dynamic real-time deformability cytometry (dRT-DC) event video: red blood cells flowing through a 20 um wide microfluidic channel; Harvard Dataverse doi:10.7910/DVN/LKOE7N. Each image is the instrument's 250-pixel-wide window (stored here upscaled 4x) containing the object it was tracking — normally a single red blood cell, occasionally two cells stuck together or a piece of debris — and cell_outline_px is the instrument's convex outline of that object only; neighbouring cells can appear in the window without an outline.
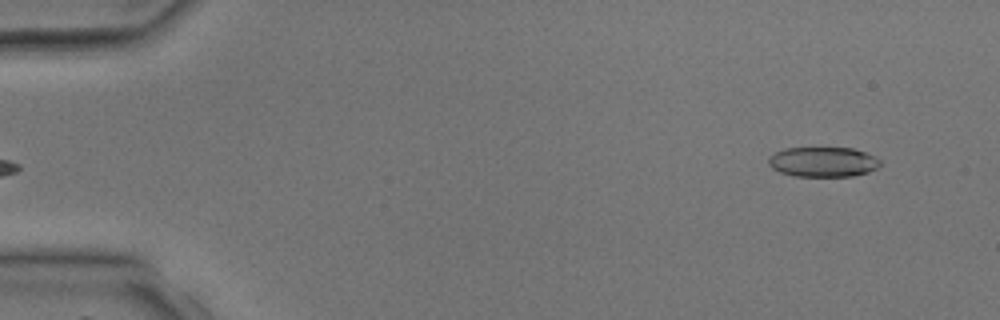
{"species": "common noctule bat (a hibernating species)", "species_latin": "Nyctalus noctula", "temperature_condition": "room temperature", "stored_images_in_passage": 4, "segment_of_instrument_passage": [2, 2], "camera_frame_rate_fps": 3000, "um_per_image_px": 0.085, "animal": {"sex": "male", "body_mass_g": 17.9, "forearm_length_mm": 54.2}, "frame": {"image": 1, "passage_image": 4, "time_ms": 4.333, "image_size_px": [1000, 320], "cell_outline_px": [[880, 164], [876, 168], [868, 172], [852, 176], [792, 176], [780, 172], [772, 168], [768, 164], [768, 160], [776, 152], [784, 148], [852, 148], [864, 152], [880, 160]], "centroid_in_image_um": [69.93, 13.77], "position_along_channel_um": 15.1, "area_um2": 19.31}}